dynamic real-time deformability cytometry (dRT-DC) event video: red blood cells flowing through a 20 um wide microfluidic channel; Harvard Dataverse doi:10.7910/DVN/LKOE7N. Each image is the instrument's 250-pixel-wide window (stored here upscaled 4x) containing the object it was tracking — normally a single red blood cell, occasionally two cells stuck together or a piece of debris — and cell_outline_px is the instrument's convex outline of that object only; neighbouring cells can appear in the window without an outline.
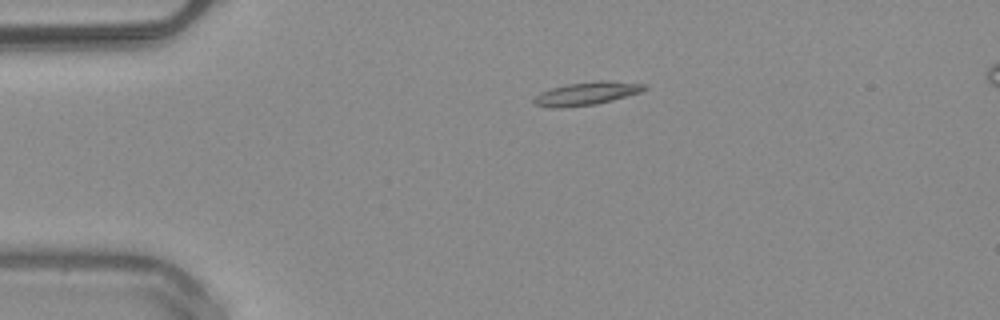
{"species": "common noctule bat (a hibernating species)", "species_latin": "Nyctalus noctula", "temperature_condition": "warm", "stored_images_in_passage": 40, "camera_frame_rate_fps": 3000, "um_per_image_px": 0.085, "animal": {"sex": "male", "body_mass_g": 20.4}, "frame": {"image": 1, "passage_image": 1, "time_ms": 0.0, "image_size_px": [1000, 320], "cell_outline_px": [[648, 88], [640, 92], [612, 100], [596, 104], [564, 108], [552, 108], [536, 104], [532, 100], [540, 92], [552, 88], [568, 84], [596, 80], [608, 80], [648, 84]], "centroid_in_image_um": [49.89, 7.94], "position_along_channel_um": 35.1, "area_um2": 14.97}}
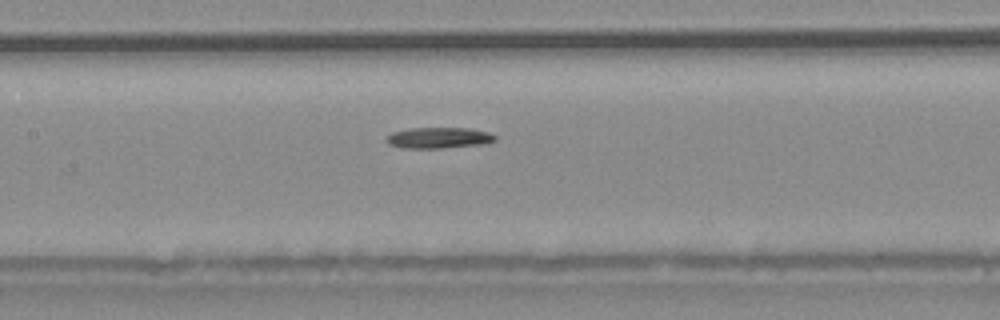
{"frame": {"image": 2, "passage_image": 14, "time_ms": 4.333, "image_size_px": [1000, 320], "cell_outline_px": [[496, 140], [484, 144], [444, 148], [404, 148], [388, 144], [384, 140], [392, 132], [412, 128], [468, 128], [488, 132], [496, 136]], "centroid_in_image_um": [37.29, 11.72], "position_along_channel_um": 170.1, "area_um2": 13.29}}
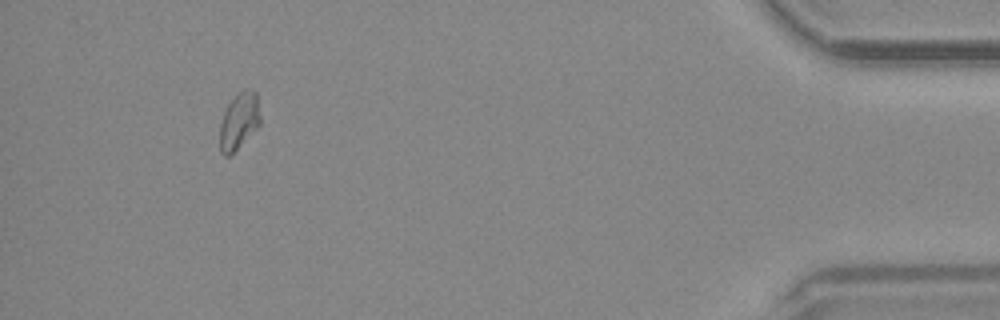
{"frame": {"image": 3, "passage_image": 37, "time_ms": 12.0, "image_size_px": [1000, 320], "cell_outline_px": [[260, 124], [228, 156], [224, 156], [220, 152], [220, 124], [224, 112], [228, 104], [244, 88], [252, 88], [256, 92], [260, 116]], "centroid_in_image_um": [20.32, 10.25], "position_along_channel_um": 414.9, "area_um2": 13.01}}